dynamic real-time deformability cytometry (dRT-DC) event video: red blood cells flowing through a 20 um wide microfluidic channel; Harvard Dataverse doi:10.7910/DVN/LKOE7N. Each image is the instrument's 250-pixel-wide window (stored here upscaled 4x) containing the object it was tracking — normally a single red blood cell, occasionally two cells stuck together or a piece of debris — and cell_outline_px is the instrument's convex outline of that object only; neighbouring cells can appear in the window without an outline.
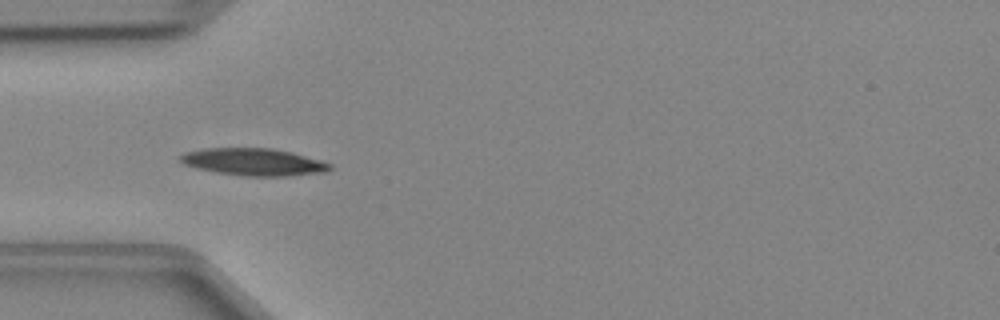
{"species": "Egyptian fruit bat (a non-hibernating species)", "species_latin": "Rousettus aegyptiacus", "temperature_condition": "cold", "stored_images_in_passage": 48, "camera_frame_rate_fps": 3000, "um_per_image_px": 0.085, "animal": {"sex": "female"}, "frame": {"image": 1, "passage_image": 15, "time_ms": 4.667, "image_size_px": [1000, 320], "cell_outline_px": [[332, 168], [328, 172], [288, 176], [244, 176], [216, 172], [196, 168], [184, 164], [180, 160], [180, 156], [184, 152], [204, 148], [272, 148], [292, 152], [320, 160], [332, 164]], "centroid_in_image_um": [21.58, 13.77], "position_along_channel_um": 63.4, "area_um2": 23.87}}
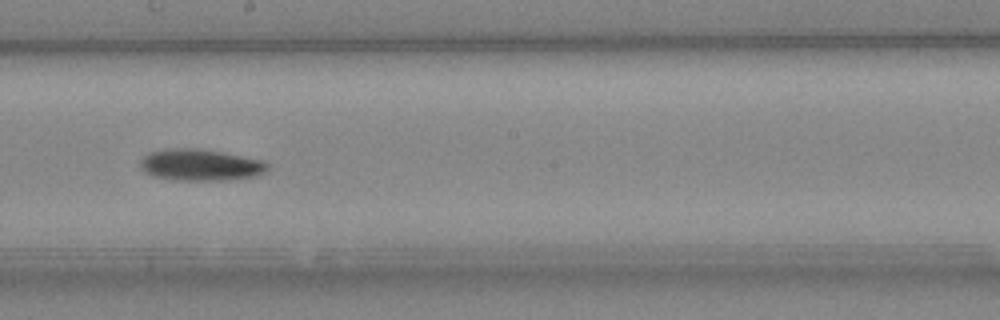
{"frame": {"image": 2, "passage_image": 27, "time_ms": 8.667, "image_size_px": [1000, 320], "cell_outline_px": [[268, 168], [264, 172], [256, 176], [228, 180], [172, 180], [152, 176], [144, 172], [140, 168], [140, 160], [148, 152], [172, 148], [196, 148], [220, 152], [264, 160], [268, 164]], "centroid_in_image_um": [17.0, 14.02], "position_along_channel_um": 231.2, "area_um2": 23.52}}
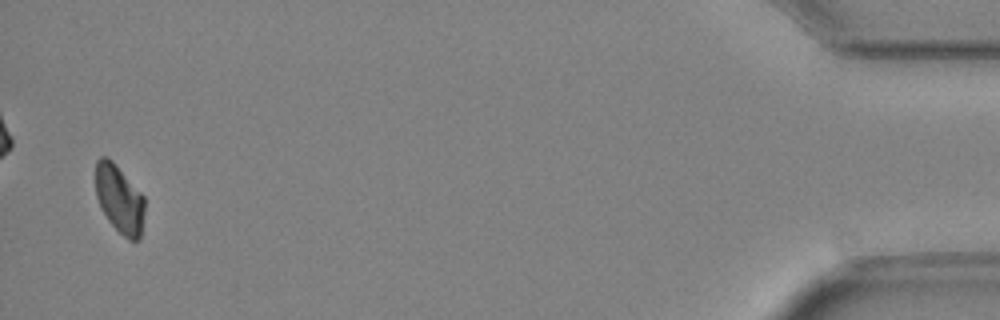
{"frame": {"image": 3, "passage_image": 47, "time_ms": 15.333, "image_size_px": [1000, 320], "cell_outline_px": [[144, 212], [140, 236], [136, 240], [128, 240], [108, 220], [100, 208], [96, 196], [96, 160], [100, 156], [108, 156], [116, 164], [144, 196]], "centroid_in_image_um": [10.13, 16.88], "position_along_channel_um": 425.1, "area_um2": 19.42}}